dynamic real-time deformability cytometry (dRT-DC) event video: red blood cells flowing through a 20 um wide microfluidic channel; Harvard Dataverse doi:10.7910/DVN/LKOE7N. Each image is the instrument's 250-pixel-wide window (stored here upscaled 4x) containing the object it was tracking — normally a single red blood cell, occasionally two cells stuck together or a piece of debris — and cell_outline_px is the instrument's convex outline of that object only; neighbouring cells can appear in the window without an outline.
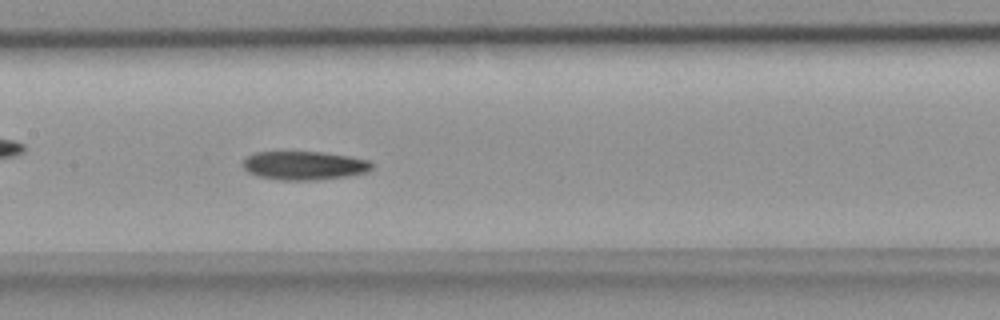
{"species": "common noctule bat (a hibernating species)", "species_latin": "Nyctalus noctula", "temperature_condition": "room temperature", "stored_images_in_passage": 38, "camera_frame_rate_fps": 3000, "um_per_image_px": 0.085, "animal": {"sex": "female", "body_mass_g": 18.4}, "frame": {"image": 1, "passage_image": 13, "time_ms": 4.0, "image_size_px": [1000, 320], "cell_outline_px": [[376, 164], [368, 172], [348, 176], [320, 180], [280, 180], [256, 176], [248, 172], [244, 168], [244, 160], [248, 156], [256, 152], [324, 152], [348, 156], [368, 160]], "centroid_in_image_um": [25.9, 14.08], "position_along_channel_um": 181.5, "area_um2": 21.68}}
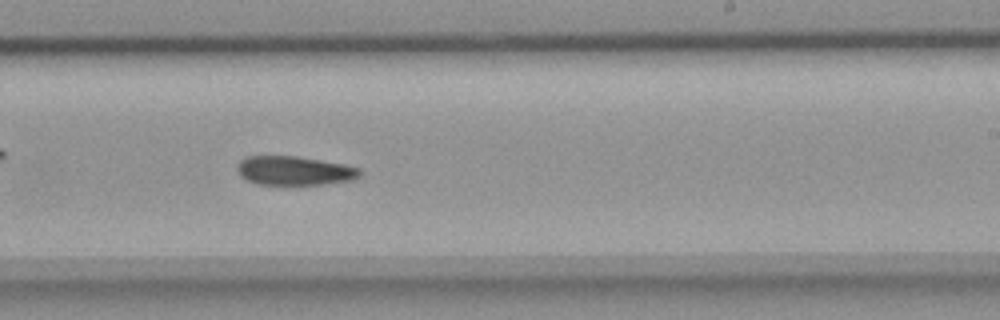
{"frame": {"image": 2, "passage_image": 19, "time_ms": 6.0, "image_size_px": [1000, 320], "cell_outline_px": [[360, 176], [356, 180], [324, 184], [284, 188], [256, 184], [244, 180], [236, 172], [236, 164], [240, 160], [248, 156], [296, 156], [344, 164], [360, 168]], "centroid_in_image_um": [24.97, 14.57], "position_along_channel_um": 264.0, "area_um2": 21.96}}
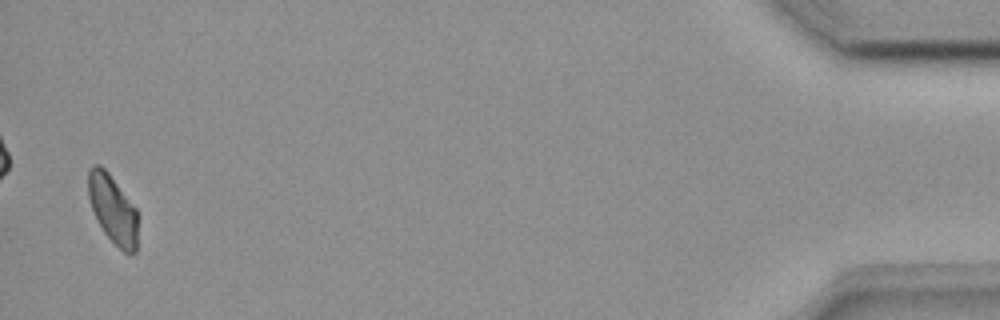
{"frame": {"image": 3, "passage_image": 37, "time_ms": 12.0, "image_size_px": [1000, 320], "cell_outline_px": [[136, 252], [128, 256], [104, 232], [96, 220], [88, 196], [88, 168], [92, 164], [100, 164], [108, 172], [136, 208]], "centroid_in_image_um": [9.56, 17.75], "position_along_channel_um": 425.6, "area_um2": 19.65}}